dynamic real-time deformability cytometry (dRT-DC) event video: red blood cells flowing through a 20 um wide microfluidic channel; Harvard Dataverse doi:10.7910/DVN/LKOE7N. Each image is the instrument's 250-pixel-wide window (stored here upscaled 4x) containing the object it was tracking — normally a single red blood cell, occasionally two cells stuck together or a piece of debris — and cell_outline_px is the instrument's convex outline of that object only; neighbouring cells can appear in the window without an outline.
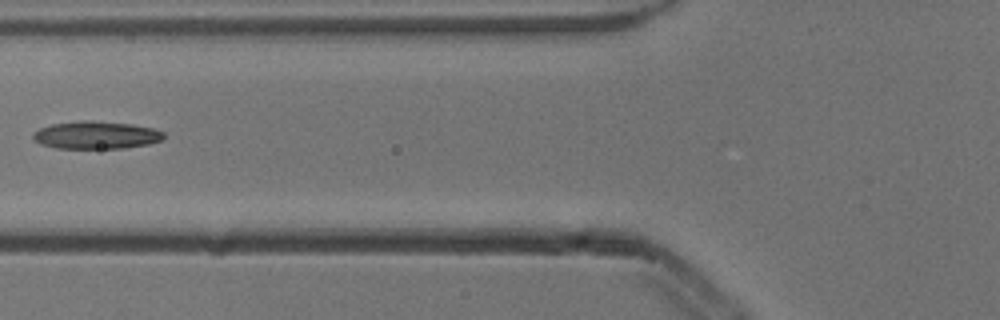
{"species": "common noctule bat (a hibernating species)", "species_latin": "Nyctalus noctula", "temperature_condition": "cold", "stored_images_in_passage": 6, "camera_frame_rate_fps": 3000, "um_per_image_px": 0.085, "animal": {"sex": "male", "body_mass_g": 13.3}, "frame": {"image": 1, "passage_image": 5, "time_ms": 1.333, "image_size_px": [1000, 320], "cell_outline_px": [[164, 136], [160, 140], [148, 144], [124, 148], [56, 148], [40, 144], [32, 140], [32, 132], [40, 128], [52, 124], [80, 120], [92, 120], [132, 124], [152, 128], [164, 132]], "centroid_in_image_um": [8.11, 11.47], "position_along_channel_um": 117.7, "area_um2": 21.15}}
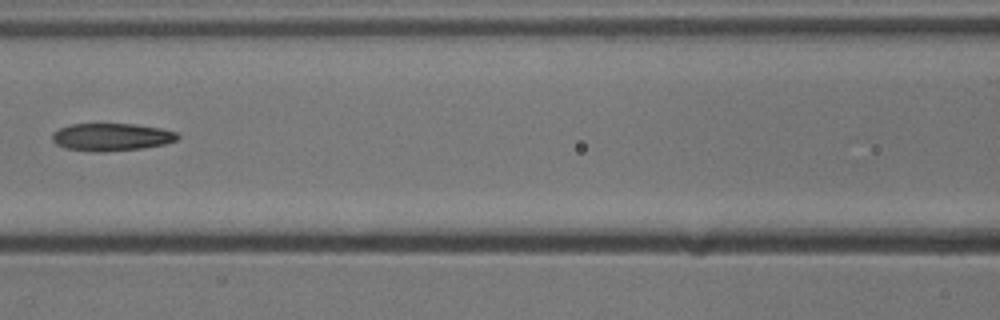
{"frame": {"image": 2, "passage_image": 6, "time_ms": 1.667, "image_size_px": [1000, 320], "cell_outline_px": [[180, 136], [176, 140], [164, 144], [140, 148], [104, 152], [96, 152], [64, 148], [56, 144], [52, 140], [52, 132], [60, 128], [72, 124], [136, 124], [160, 128], [176, 132]], "centroid_in_image_um": [9.45, 11.64], "position_along_channel_um": 157.2, "area_um2": 20.11}}